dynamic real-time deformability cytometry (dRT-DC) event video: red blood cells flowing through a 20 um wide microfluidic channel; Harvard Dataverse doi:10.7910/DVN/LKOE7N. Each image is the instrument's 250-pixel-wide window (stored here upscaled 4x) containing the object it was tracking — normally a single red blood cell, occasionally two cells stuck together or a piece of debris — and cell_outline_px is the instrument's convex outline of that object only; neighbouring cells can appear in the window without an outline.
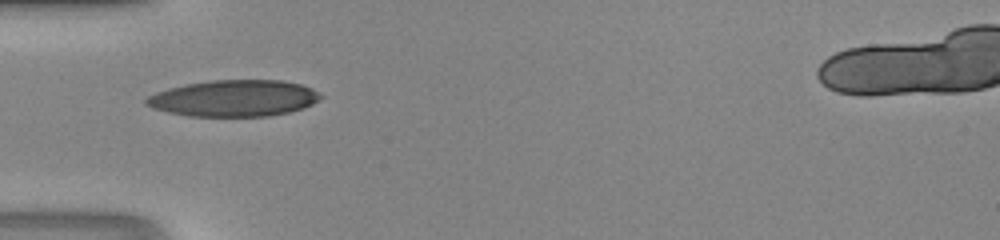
{"species": "human", "species_latin": "Homo sapiens", "temperature_condition": "room temperature", "stored_images_in_passage": 32, "camera_frame_rate_fps": 3000, "um_per_image_px": 0.085, "donor": {"sex": "male"}, "frame": {"image": 1, "passage_image": 1, "time_ms": 0.0, "image_size_px": [1000, 240], "cell_outline_px": [[324, 96], [312, 104], [304, 108], [288, 112], [268, 116], [188, 116], [168, 112], [152, 108], [144, 104], [144, 100], [148, 96], [156, 92], [168, 88], [188, 84], [212, 80], [280, 80], [300, 84], [312, 88], [320, 92]], "centroid_in_image_um": [19.89, 8.35], "position_along_channel_um": 65.1, "area_um2": 37.11}}
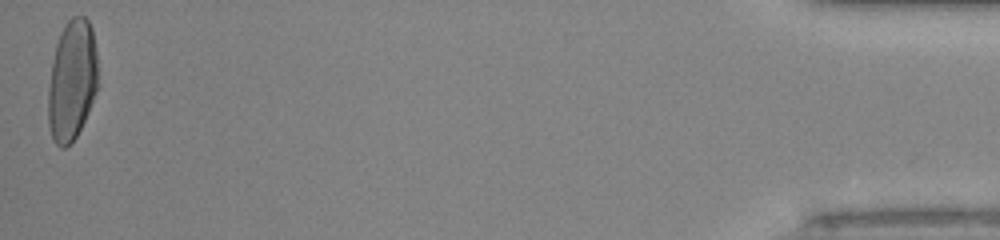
{"frame": {"image": 2, "passage_image": 32, "time_ms": 10.333, "image_size_px": [1000, 240], "cell_outline_px": [[100, 84], [88, 112], [76, 136], [64, 148], [60, 148], [52, 140], [48, 124], [48, 88], [52, 64], [56, 44], [60, 32], [68, 20], [72, 16], [84, 16], [88, 20], [92, 28], [96, 52]], "centroid_in_image_um": [6.13, 6.83], "position_along_channel_um": 429.1, "area_um2": 35.37}}